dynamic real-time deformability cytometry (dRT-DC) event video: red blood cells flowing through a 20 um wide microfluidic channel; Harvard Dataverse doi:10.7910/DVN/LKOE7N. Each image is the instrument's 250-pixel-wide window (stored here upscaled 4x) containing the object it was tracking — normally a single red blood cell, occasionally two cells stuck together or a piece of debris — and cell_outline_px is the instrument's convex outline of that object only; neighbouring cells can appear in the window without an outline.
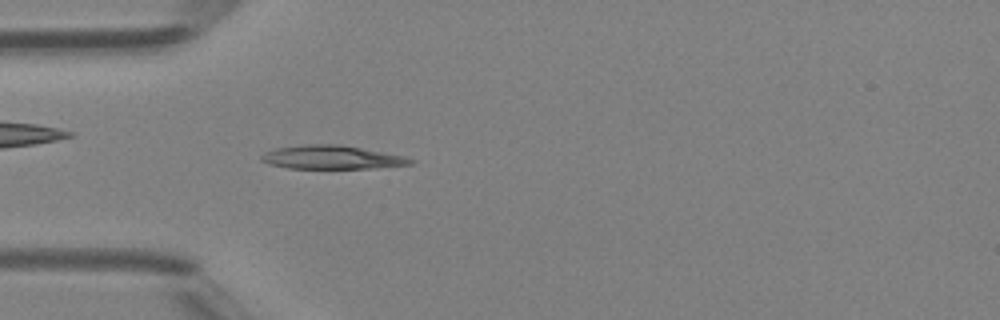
{"species": "Egyptian fruit bat (a non-hibernating species)", "species_latin": "Rousettus aegyptiacus", "temperature_condition": "room temperature", "stored_images_in_passage": 47, "camera_frame_rate_fps": 3000, "um_per_image_px": 0.085, "animal": {"sex": "female"}, "frame": {"image": 1, "passage_image": 14, "time_ms": 4.333, "image_size_px": [1000, 320], "cell_outline_px": [[416, 160], [412, 164], [372, 168], [288, 168], [268, 164], [260, 160], [260, 156], [264, 152], [276, 148], [308, 144], [340, 144], [404, 156]], "centroid_in_image_um": [28.17, 13.37], "position_along_channel_um": 56.8, "area_um2": 20.4}}
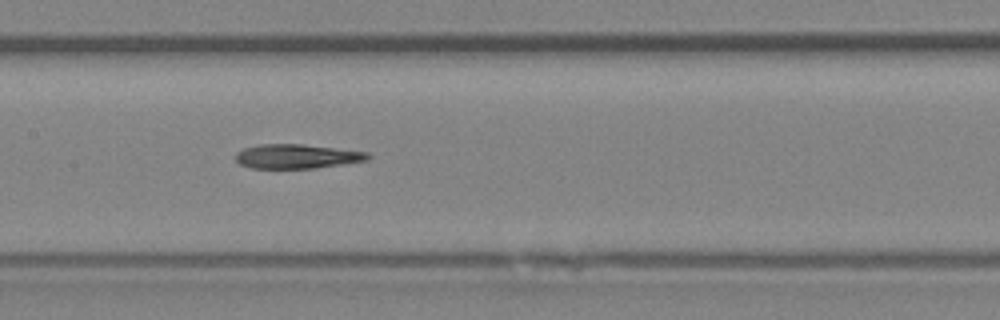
{"frame": {"image": 2, "passage_image": 23, "time_ms": 7.333, "image_size_px": [1000, 320], "cell_outline_px": [[372, 156], [368, 160], [344, 164], [316, 168], [252, 168], [240, 164], [236, 160], [236, 152], [244, 148], [260, 144], [304, 144], [368, 152]], "centroid_in_image_um": [25.26, 13.29], "position_along_channel_um": 182.1, "area_um2": 18.79}}
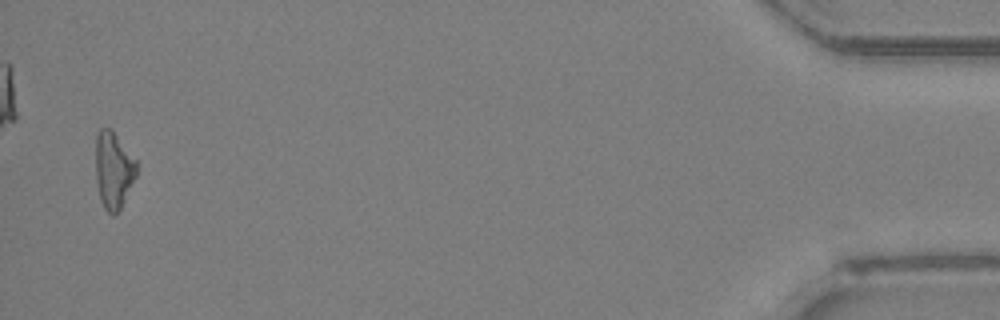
{"frame": {"image": 3, "passage_image": 46, "time_ms": 15.0, "image_size_px": [1000, 320], "cell_outline_px": [[136, 176], [120, 208], [112, 216], [104, 208], [100, 200], [96, 180], [96, 136], [100, 128], [112, 128], [136, 160]], "centroid_in_image_um": [9.63, 14.43], "position_along_channel_um": 425.6, "area_um2": 18.21}}